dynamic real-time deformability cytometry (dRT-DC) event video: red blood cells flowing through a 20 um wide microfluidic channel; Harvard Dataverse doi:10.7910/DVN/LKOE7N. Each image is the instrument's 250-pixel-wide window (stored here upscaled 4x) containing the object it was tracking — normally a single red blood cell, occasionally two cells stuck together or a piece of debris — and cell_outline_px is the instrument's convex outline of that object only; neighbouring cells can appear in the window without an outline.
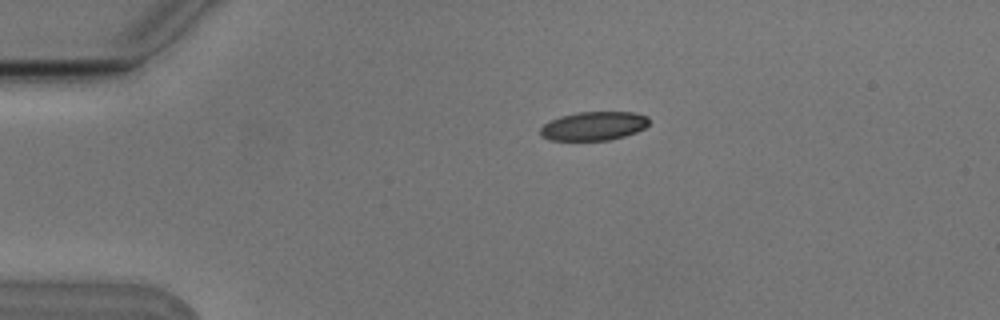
{"species": "Egyptian fruit bat (a non-hibernating species)", "species_latin": "Rousettus aegyptiacus", "temperature_condition": "cold", "stored_images_in_passage": 7, "camera_frame_rate_fps": 3000, "um_per_image_px": 0.085, "animal": {"sex": "male"}, "frame": {"image": 1, "passage_image": 1, "time_ms": 0.0, "image_size_px": [1000, 320], "cell_outline_px": [[648, 124], [644, 128], [636, 132], [624, 136], [608, 140], [552, 140], [540, 136], [540, 128], [544, 124], [560, 116], [576, 112], [632, 112], [648, 116]], "centroid_in_image_um": [50.46, 10.7], "position_along_channel_um": 34.5, "area_um2": 18.15}}
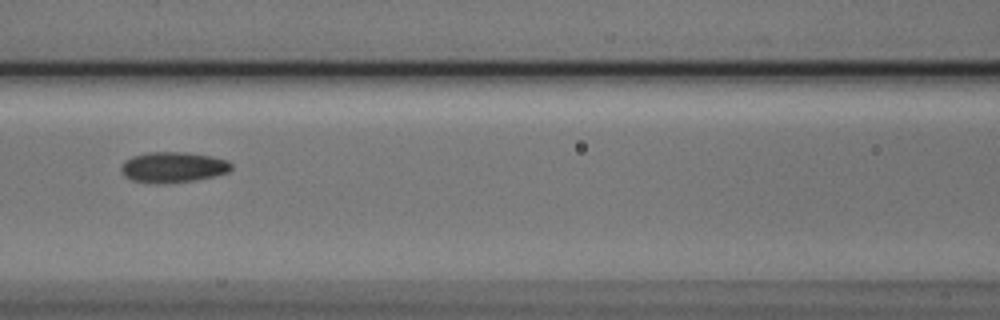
{"frame": {"image": 2, "passage_image": 4, "time_ms": 1.0, "image_size_px": [1000, 320], "cell_outline_px": [[232, 168], [228, 172], [212, 176], [192, 180], [168, 184], [156, 184], [132, 180], [124, 176], [120, 168], [124, 160], [132, 156], [148, 152], [184, 152], [212, 156], [228, 160], [232, 164]], "centroid_in_image_um": [14.68, 14.21], "position_along_channel_um": 151.9, "area_um2": 19.77}}
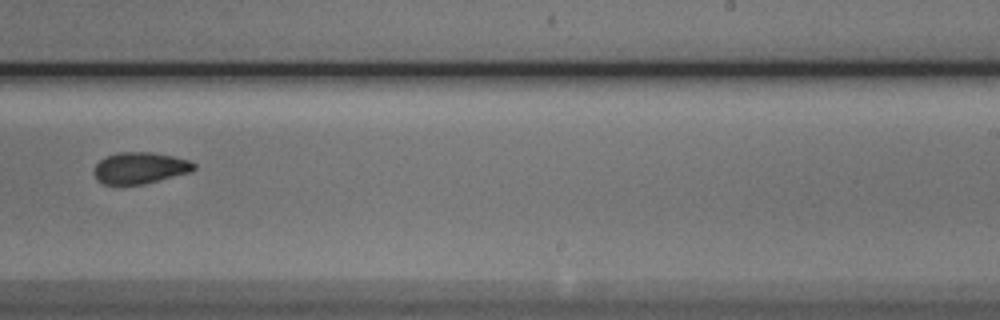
{"frame": {"image": 3, "passage_image": 7, "time_ms": 2.0, "image_size_px": [1000, 320], "cell_outline_px": [[196, 168], [192, 172], [144, 184], [104, 184], [96, 180], [92, 172], [96, 164], [104, 156], [116, 152], [152, 152], [172, 156], [188, 160], [196, 164]], "centroid_in_image_um": [11.88, 14.27], "position_along_channel_um": 277.1, "area_um2": 18.55}}